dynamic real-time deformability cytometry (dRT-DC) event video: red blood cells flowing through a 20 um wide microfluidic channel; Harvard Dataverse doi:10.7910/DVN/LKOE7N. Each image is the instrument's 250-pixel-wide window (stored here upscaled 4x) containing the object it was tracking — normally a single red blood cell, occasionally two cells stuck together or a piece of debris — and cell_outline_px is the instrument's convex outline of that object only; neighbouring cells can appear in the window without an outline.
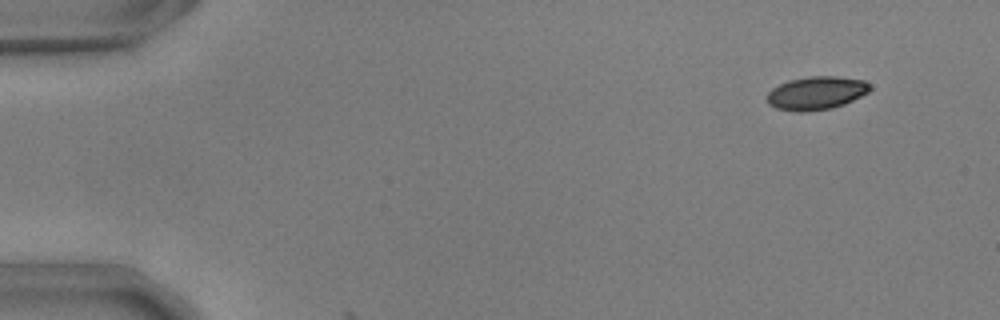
{"species": "common noctule bat (a hibernating species)", "species_latin": "Nyctalus noctula", "temperature_condition": "warm", "stored_images_in_passage": 3, "camera_frame_rate_fps": 3000, "um_per_image_px": 0.085, "animal": {"sex": "male", "body_mass_g": 17.9, "forearm_length_mm": 54.2}, "frame": {"image": 1, "passage_image": 1, "time_ms": 0.0, "image_size_px": [1000, 320], "cell_outline_px": [[872, 88], [868, 92], [844, 104], [832, 108], [808, 112], [792, 112], [776, 108], [768, 104], [768, 92], [772, 88], [788, 80], [808, 76], [836, 76], [864, 80]], "centroid_in_image_um": [69.36, 7.92], "position_along_channel_um": 15.6, "area_um2": 20.06}}